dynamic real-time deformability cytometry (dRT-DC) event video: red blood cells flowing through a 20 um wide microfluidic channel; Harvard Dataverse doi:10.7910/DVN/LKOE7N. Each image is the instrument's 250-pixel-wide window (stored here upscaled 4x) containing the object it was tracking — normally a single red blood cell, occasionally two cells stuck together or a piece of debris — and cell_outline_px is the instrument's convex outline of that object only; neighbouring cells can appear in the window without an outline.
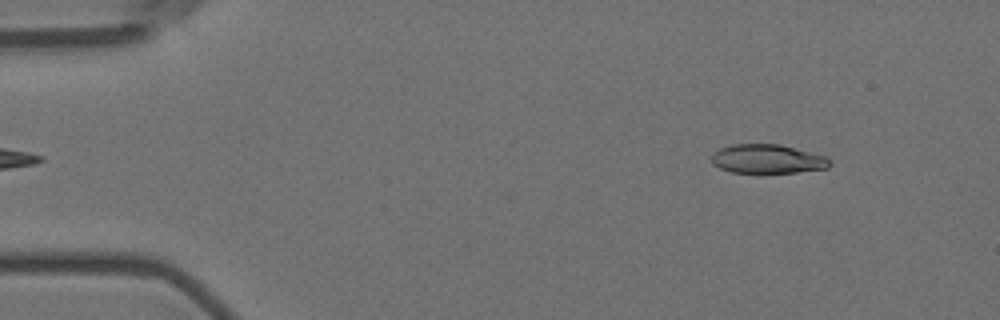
{"species": "Egyptian fruit bat (a non-hibernating species)", "species_latin": "Rousettus aegyptiacus", "temperature_condition": "room temperature", "stored_images_in_passage": 52, "camera_frame_rate_fps": 3000, "um_per_image_px": 0.085, "animal": {"sex": "female"}, "frame": {"image": 1, "passage_image": 3, "time_ms": 0.667, "image_size_px": [1000, 320], "cell_outline_px": [[832, 164], [828, 168], [796, 172], [728, 172], [712, 164], [712, 156], [720, 148], [732, 144], [780, 144], [828, 156], [832, 160]], "centroid_in_image_um": [65.29, 13.5], "position_along_channel_um": 19.7, "area_um2": 20.06}}
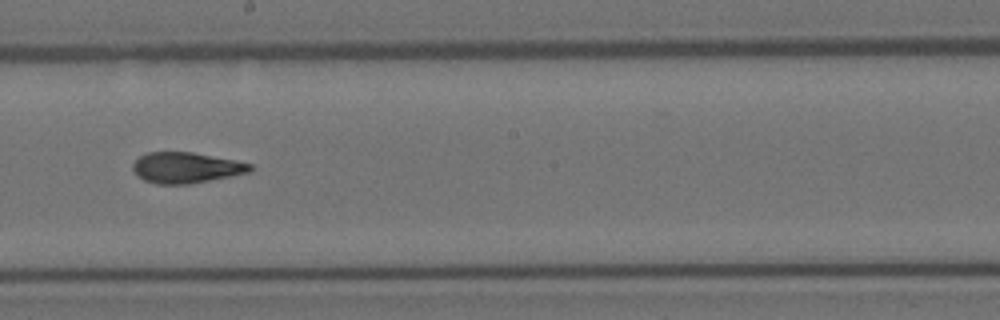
{"frame": {"image": 2, "passage_image": 28, "time_ms": 9.0, "image_size_px": [1000, 320], "cell_outline_px": [[252, 172], [232, 176], [188, 184], [156, 184], [144, 180], [136, 176], [132, 168], [132, 164], [140, 156], [148, 152], [192, 152], [252, 164]], "centroid_in_image_um": [15.79, 14.26], "position_along_channel_um": 232.4, "area_um2": 20.98}}
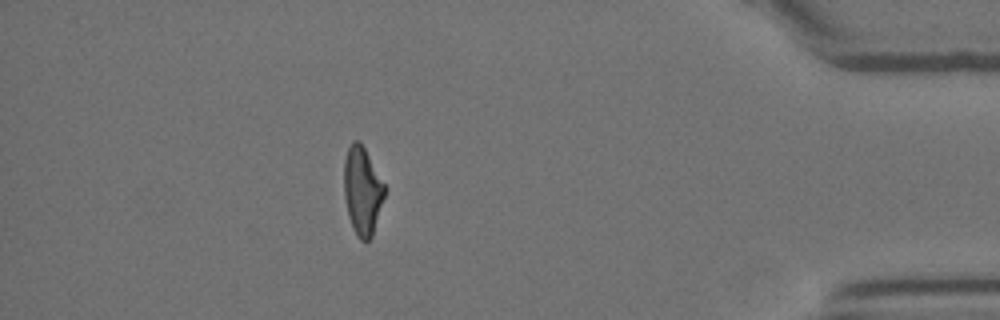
{"frame": {"image": 3, "passage_image": 46, "time_ms": 15.0, "image_size_px": [1000, 320], "cell_outline_px": [[384, 196], [372, 236], [368, 240], [360, 240], [356, 236], [352, 228], [348, 216], [344, 196], [344, 160], [348, 148], [352, 140], [360, 140], [384, 184]], "centroid_in_image_um": [30.77, 16.21], "position_along_channel_um": 404.4, "area_um2": 20.63}, "authors_computed_cell_mechanics": {"area_um2": 21.2126, "velocity_mm_per_s": 3.6287, "shape_relaxation_time_tau1_ms": 7.6566, "shape_relaxation_time_tau2_ms": 2.7918, "deformation_change_tau1": 0.2425, "deformation_change_tau2": 0.1174}}